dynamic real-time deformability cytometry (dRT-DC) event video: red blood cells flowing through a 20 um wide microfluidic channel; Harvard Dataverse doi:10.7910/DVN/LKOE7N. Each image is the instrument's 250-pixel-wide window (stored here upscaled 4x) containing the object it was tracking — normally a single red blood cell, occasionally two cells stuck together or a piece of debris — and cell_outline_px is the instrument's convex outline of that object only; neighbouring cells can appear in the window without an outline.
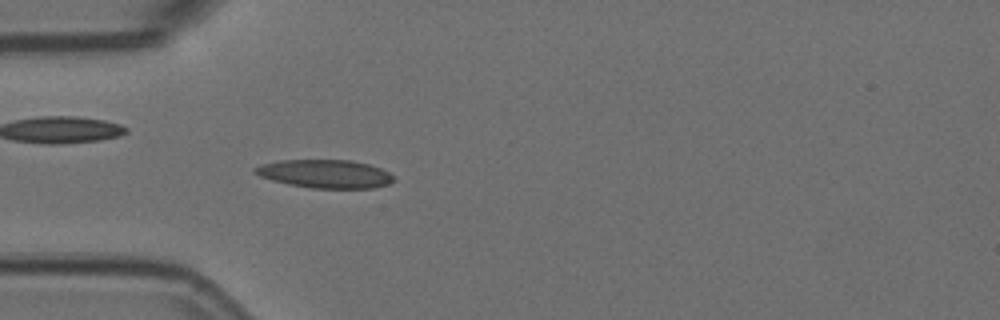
{"species": "Egyptian fruit bat (a non-hibernating species)", "species_latin": "Rousettus aegyptiacus", "temperature_condition": "room temperature", "stored_images_in_passage": 51, "camera_frame_rate_fps": 3000, "um_per_image_px": 0.085, "animal": {"sex": "female"}, "frame": {"image": 1, "passage_image": 12, "time_ms": 3.667, "image_size_px": [1000, 320], "cell_outline_px": [[396, 180], [388, 184], [372, 188], [308, 188], [288, 184], [272, 180], [260, 176], [252, 172], [252, 168], [260, 164], [280, 160], [352, 160], [368, 164], [380, 168], [388, 172]], "centroid_in_image_um": [27.6, 14.77], "position_along_channel_um": 57.4, "area_um2": 23.0}}
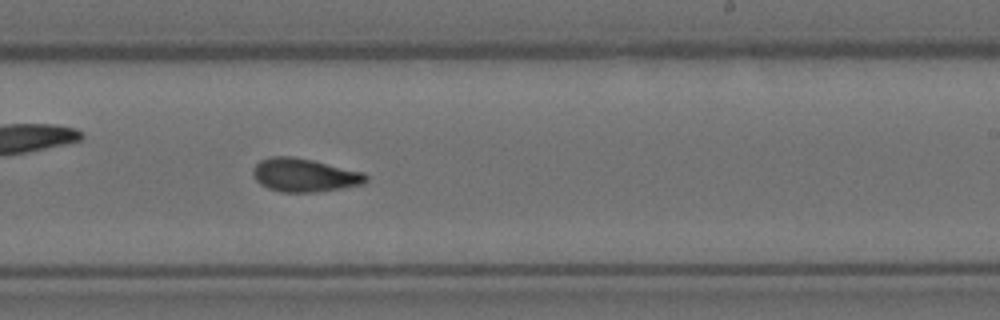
{"frame": {"image": 2, "passage_image": 29, "time_ms": 9.333, "image_size_px": [1000, 320], "cell_outline_px": [[368, 180], [364, 184], [316, 192], [280, 192], [268, 188], [260, 184], [252, 176], [252, 168], [260, 160], [272, 156], [292, 156], [312, 160], [364, 172], [368, 176]], "centroid_in_image_um": [25.86, 14.88], "position_along_channel_um": 263.1, "area_um2": 22.08}}
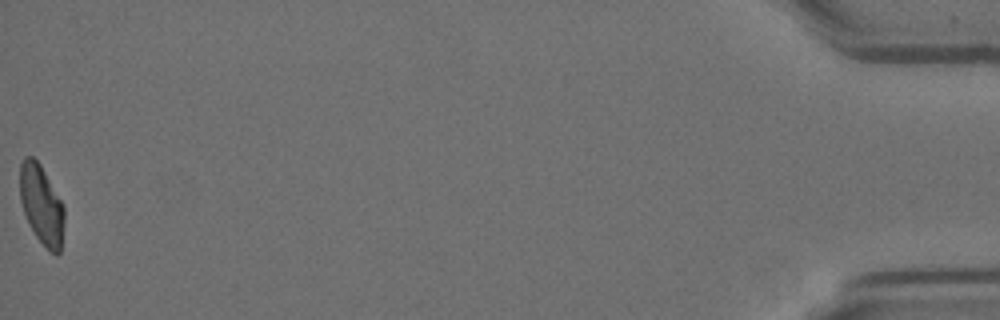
{"frame": {"image": 3, "passage_image": 51, "time_ms": 16.667, "image_size_px": [1000, 320], "cell_outline_px": [[64, 224], [60, 252], [56, 256], [48, 252], [36, 236], [28, 224], [20, 200], [20, 164], [24, 156], [32, 156], [40, 164], [60, 200], [64, 208]], "centroid_in_image_um": [3.52, 17.45], "position_along_channel_um": 431.7, "area_um2": 20.52}, "authors_computed_cell_mechanics": {"area_um2": 21.5016, "velocity_mm_per_s": 3.6943, "shape_relaxation_time_tau1_ms": null, "shape_relaxation_time_tau2_ms": 2.091, "deformation_change_tau1": null, "deformation_change_tau2": 0.0681}}